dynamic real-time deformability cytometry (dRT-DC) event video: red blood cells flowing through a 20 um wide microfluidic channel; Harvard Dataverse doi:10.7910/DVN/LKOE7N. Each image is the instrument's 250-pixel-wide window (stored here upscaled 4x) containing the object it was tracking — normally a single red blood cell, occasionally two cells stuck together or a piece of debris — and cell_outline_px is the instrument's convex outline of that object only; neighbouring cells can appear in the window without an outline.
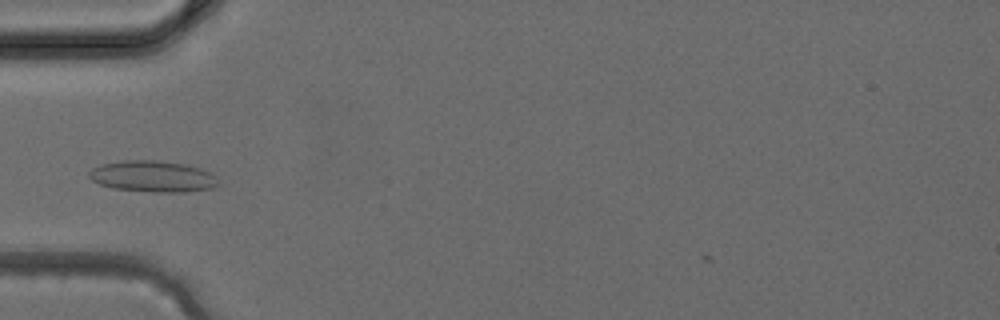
{"species": "common noctule bat (a hibernating species)", "species_latin": "Nyctalus noctula", "temperature_condition": "cold", "stored_images_in_passage": 38, "camera_frame_rate_fps": 3000, "um_per_image_px": 0.085, "animal": {"sex": "female", "body_mass_g": 24.6, "forearm_length_mm": 56.2}, "frame": {"image": 1, "passage_image": 13, "time_ms": 4.0, "image_size_px": [1000, 320], "cell_outline_px": [[220, 184], [216, 188], [184, 192], [152, 192], [112, 188], [100, 184], [92, 180], [88, 176], [88, 172], [92, 168], [100, 164], [124, 160], [156, 160], [184, 164], [200, 168], [216, 176]], "centroid_in_image_um": [12.99, 15.0], "position_along_channel_um": 72.0, "area_um2": 23.76}}
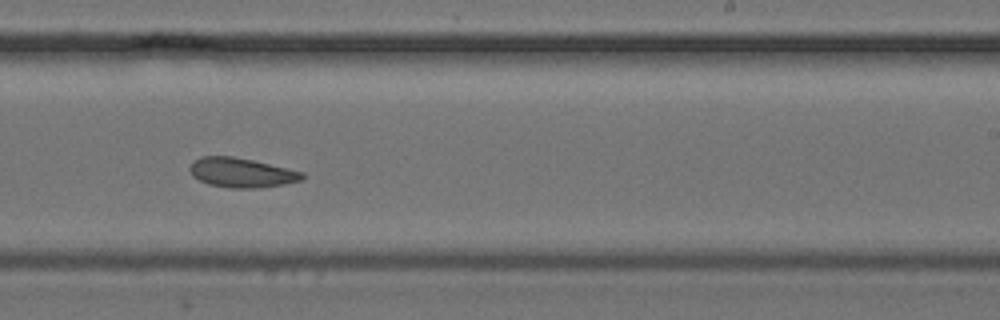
{"frame": {"image": 2, "passage_image": 24, "time_ms": 7.667, "image_size_px": [1000, 320], "cell_outline_px": [[304, 180], [284, 184], [256, 188], [228, 188], [208, 184], [192, 176], [188, 168], [192, 160], [200, 156], [232, 156], [252, 160], [304, 172]], "centroid_in_image_um": [20.49, 14.67], "position_along_channel_um": 268.5, "area_um2": 19.48}}
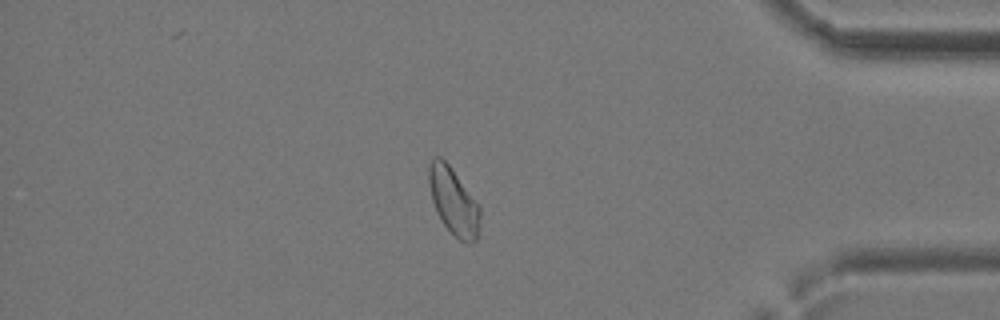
{"frame": {"image": 3, "passage_image": 33, "time_ms": 10.667, "image_size_px": [1000, 320], "cell_outline_px": [[480, 236], [472, 244], [468, 244], [460, 240], [444, 224], [436, 212], [432, 200], [428, 184], [428, 168], [432, 160], [436, 156], [440, 156], [452, 168], [480, 208]], "centroid_in_image_um": [38.56, 17.14], "position_along_channel_um": 396.6, "area_um2": 19.94}}